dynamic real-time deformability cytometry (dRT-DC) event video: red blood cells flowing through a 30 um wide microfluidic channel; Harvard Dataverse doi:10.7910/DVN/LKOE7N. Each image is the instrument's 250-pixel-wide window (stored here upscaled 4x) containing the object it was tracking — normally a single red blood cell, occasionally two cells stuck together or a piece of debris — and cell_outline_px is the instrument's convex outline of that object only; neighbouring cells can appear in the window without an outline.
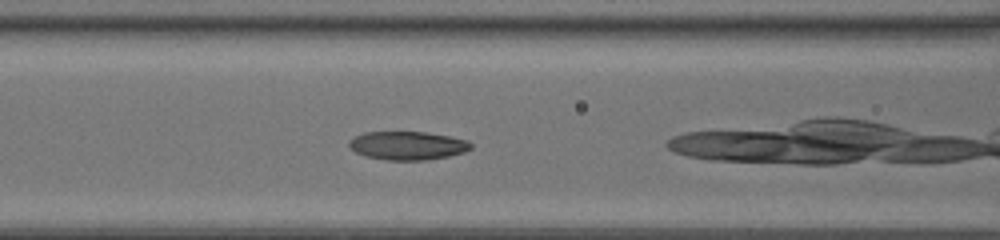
{"species": "common noctule bat (a hibernating species)", "species_latin": "Nyctalus noctula", "temperature_condition": "room temperature", "stored_images_in_passage": 33, "camera_frame_rate_fps": 3000, "um_per_image_px": 0.085, "animal": {"sex": "female", "body_mass_g": 20.0, "forearm_length_mm": 54.0}, "frame": {"image": 1, "passage_image": 11, "time_ms": 3.333, "image_size_px": [1000, 240], "cell_outline_px": [[472, 148], [464, 152], [448, 156], [424, 160], [388, 160], [368, 156], [356, 152], [348, 144], [356, 136], [364, 132], [424, 132], [448, 136], [468, 140], [472, 144]], "centroid_in_image_um": [34.69, 12.37], "position_along_channel_um": 131.9, "area_um2": 19.88}}
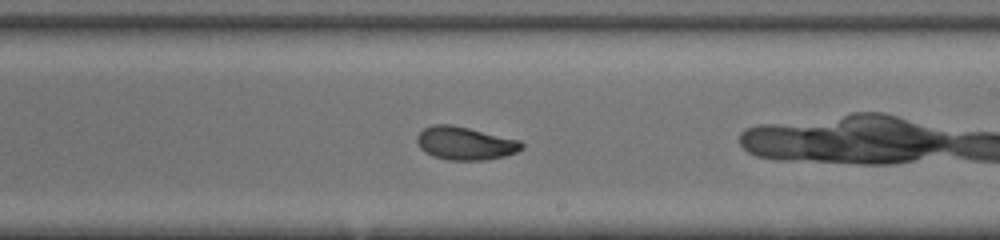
{"frame": {"image": 2, "passage_image": 19, "time_ms": 6.0, "image_size_px": [1000, 240], "cell_outline_px": [[524, 148], [516, 152], [504, 156], [484, 160], [448, 160], [432, 156], [420, 148], [416, 140], [416, 136], [424, 128], [432, 124], [452, 124], [520, 140], [524, 144]], "centroid_in_image_um": [39.53, 12.17], "position_along_channel_um": 249.5, "area_um2": 20.29}}
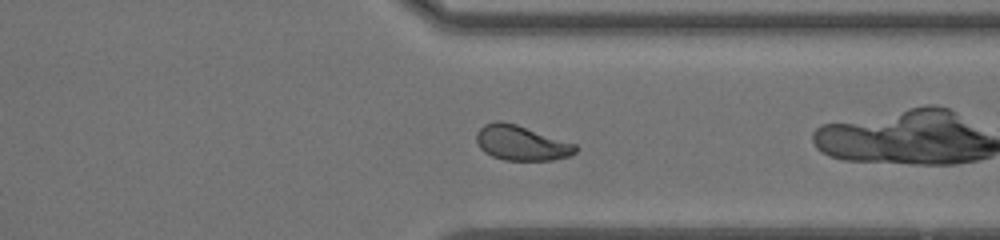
{"frame": {"image": 3, "passage_image": 27, "time_ms": 8.667, "image_size_px": [1000, 240], "cell_outline_px": [[580, 148], [576, 152], [568, 156], [552, 160], [504, 160], [492, 156], [484, 152], [480, 148], [476, 140], [476, 132], [484, 124], [496, 120], [500, 120], [516, 124], [576, 144]], "centroid_in_image_um": [44.3, 12.15], "position_along_channel_um": 367.1, "area_um2": 20.23}}